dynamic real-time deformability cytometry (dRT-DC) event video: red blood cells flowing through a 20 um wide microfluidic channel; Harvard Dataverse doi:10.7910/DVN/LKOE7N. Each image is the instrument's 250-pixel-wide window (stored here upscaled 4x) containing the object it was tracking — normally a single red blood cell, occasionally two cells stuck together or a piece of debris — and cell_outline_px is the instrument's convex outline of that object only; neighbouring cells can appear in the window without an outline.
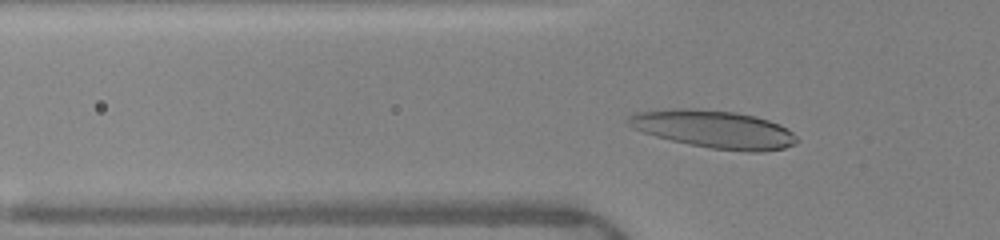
{"species": "human", "species_latin": "Homo sapiens", "temperature_condition": "warm", "stored_images_in_passage": 39, "camera_frame_rate_fps": 3000, "um_per_image_px": 0.085, "donor": {"sex": "female"}, "frame": {"image": 1, "passage_image": 12, "time_ms": 3.667, "image_size_px": [1000, 240], "cell_outline_px": [[800, 140], [796, 144], [784, 148], [760, 152], [748, 152], [712, 148], [672, 140], [656, 136], [632, 128], [628, 124], [628, 116], [632, 112], [672, 108], [692, 108], [736, 112], [756, 116], [780, 124], [792, 132]], "centroid_in_image_um": [60.7, 10.97], "position_along_channel_um": 65.1, "area_um2": 37.17}}
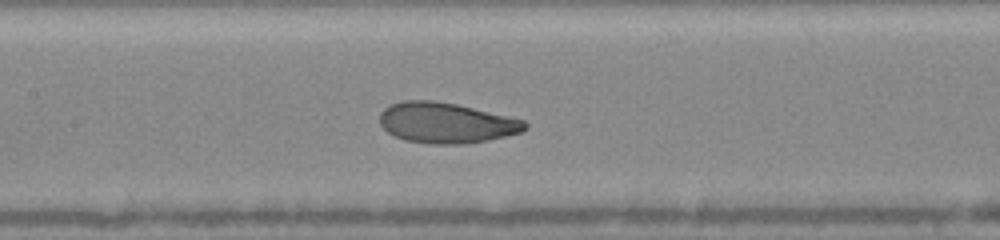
{"frame": {"image": 2, "passage_image": 20, "time_ms": 6.333, "image_size_px": [1000, 240], "cell_outline_px": [[528, 128], [520, 132], [488, 140], [460, 144], [432, 144], [404, 140], [388, 132], [380, 124], [380, 112], [388, 104], [404, 100], [432, 100], [456, 104], [508, 116], [524, 120], [528, 124]], "centroid_in_image_um": [37.9, 10.43], "position_along_channel_um": 169.5, "area_um2": 34.22}}
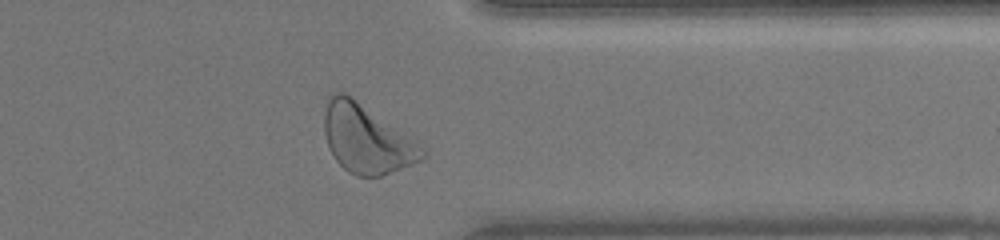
{"frame": {"image": 3, "passage_image": 36, "time_ms": 11.667, "image_size_px": [1000, 240], "cell_outline_px": [[428, 152], [420, 160], [412, 164], [380, 176], [356, 176], [348, 172], [336, 160], [328, 148], [324, 132], [324, 112], [328, 96], [336, 92], [344, 92], [352, 96], [416, 140]], "centroid_in_image_um": [31.14, 11.79], "position_along_channel_um": 380.3, "area_um2": 39.19}, "authors_computed_cell_mechanics": {"area_um2": 34.2176, "velocity_mm_per_s": 4.0094, "shape_relaxation_time_tau1_ms": 2.3656, "shape_relaxation_time_tau2_ms": 1.2674, "deformation_change_tau1": 0.1221, "deformation_change_tau2": 0.0787}}